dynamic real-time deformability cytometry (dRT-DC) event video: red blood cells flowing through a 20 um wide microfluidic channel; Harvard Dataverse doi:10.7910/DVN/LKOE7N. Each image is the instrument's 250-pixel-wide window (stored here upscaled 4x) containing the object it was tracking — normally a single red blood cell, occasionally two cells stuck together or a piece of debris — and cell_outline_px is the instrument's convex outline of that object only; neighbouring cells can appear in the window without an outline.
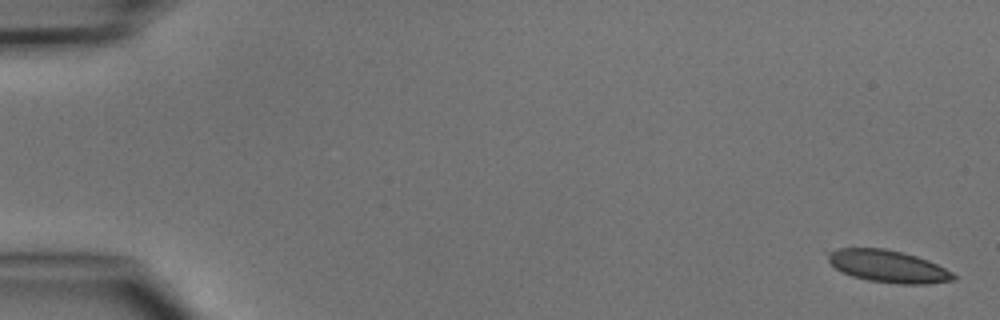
{"species": "common noctule bat (a hibernating species)", "species_latin": "Nyctalus noctula", "temperature_condition": "cold", "stored_images_in_passage": 5, "camera_frame_rate_fps": 3000, "um_per_image_px": 0.085, "animal": {"sex": "male", "body_mass_g": 15.6}, "frame": {"image": 1, "passage_image": 1, "time_ms": 0.0, "image_size_px": [1000, 320], "cell_outline_px": [[956, 280], [928, 284], [900, 284], [868, 280], [852, 276], [840, 272], [828, 260], [828, 252], [840, 248], [884, 248], [904, 252], [928, 260], [952, 272], [956, 276]], "centroid_in_image_um": [75.5, 22.64], "position_along_channel_um": 9.5, "area_um2": 23.58}}
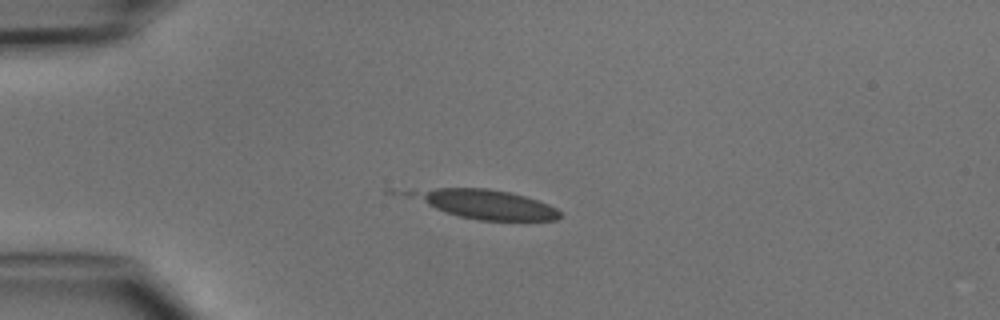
{"frame": {"image": 2, "passage_image": 4, "time_ms": 3.667, "image_size_px": [1000, 320], "cell_outline_px": [[560, 216], [556, 220], [480, 220], [460, 216], [444, 212], [384, 192], [384, 188], [488, 188], [508, 192], [524, 196], [548, 204], [556, 208], [560, 212]], "centroid_in_image_um": [40.73, 17.29], "position_along_channel_um": 44.3, "area_um2": 27.11}}